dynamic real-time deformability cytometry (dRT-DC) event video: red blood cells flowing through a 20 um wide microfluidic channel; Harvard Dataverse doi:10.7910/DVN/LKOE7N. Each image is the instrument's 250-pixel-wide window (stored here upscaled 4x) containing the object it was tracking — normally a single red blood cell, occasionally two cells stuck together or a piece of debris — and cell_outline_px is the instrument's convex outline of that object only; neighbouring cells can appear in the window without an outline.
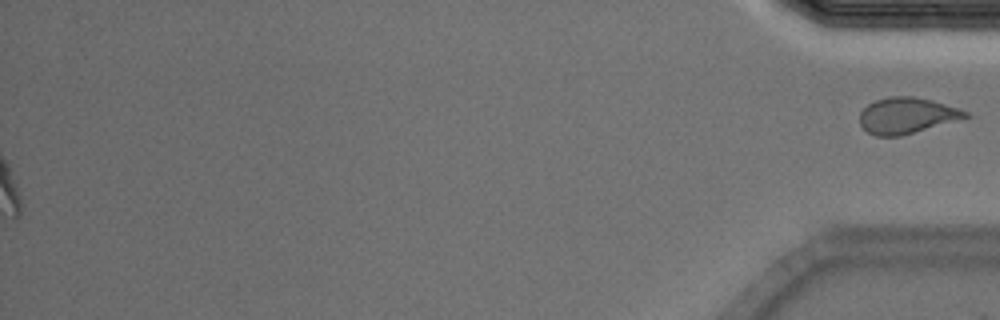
{"species": "Egyptian fruit bat (a non-hibernating species)", "species_latin": "Rousettus aegyptiacus", "temperature_condition": "cold", "stored_images_in_passage": 14, "camera_frame_rate_fps": 3000, "um_per_image_px": 0.085, "animal": {"sex": "male"}, "frame": {"image": 1, "passage_image": 14, "time_ms": 4.333, "image_size_px": [1000, 320], "cell_outline_px": [[972, 116], [900, 136], [876, 136], [868, 132], [860, 124], [860, 112], [868, 104], [876, 100], [892, 96], [912, 96], [932, 100], [960, 108], [968, 112]], "centroid_in_image_um": [77.09, 9.81], "position_along_channel_um": 358.1, "area_um2": 22.08}}